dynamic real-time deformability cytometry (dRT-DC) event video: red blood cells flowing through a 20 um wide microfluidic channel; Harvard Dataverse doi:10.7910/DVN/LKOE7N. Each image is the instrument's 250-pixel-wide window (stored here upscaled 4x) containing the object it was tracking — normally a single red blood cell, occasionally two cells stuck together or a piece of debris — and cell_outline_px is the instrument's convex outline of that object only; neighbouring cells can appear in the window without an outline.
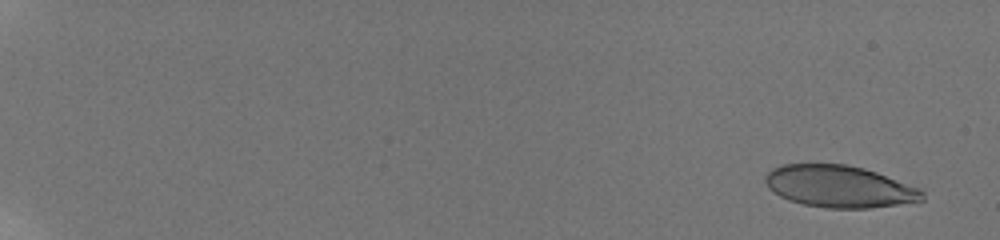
{"species": "human", "species_latin": "Homo sapiens", "temperature_condition": "room temperature", "stored_images_in_passage": 16, "camera_frame_rate_fps": 3000, "um_per_image_px": 0.085, "donor": {"sex": "male"}, "frame": {"image": 1, "passage_image": 2, "time_ms": 0.667, "image_size_px": [1000, 240], "cell_outline_px": [[924, 200], [868, 208], [828, 208], [804, 204], [788, 200], [780, 196], [768, 188], [764, 180], [764, 176], [772, 168], [780, 164], [848, 164], [864, 168], [876, 172], [920, 188], [924, 192]], "centroid_in_image_um": [71.31, 15.84], "position_along_channel_um": 13.7, "area_um2": 38.38}}
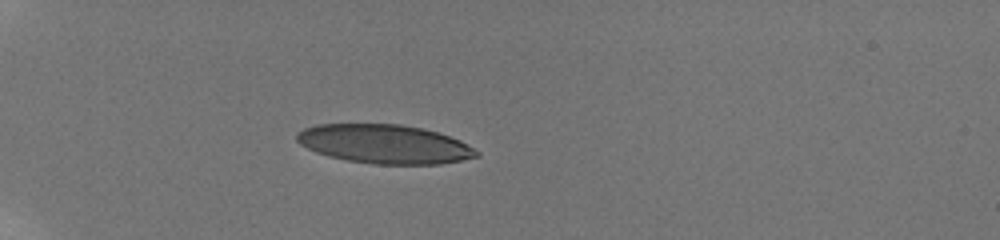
{"frame": {"image": 2, "passage_image": 11, "time_ms": 6.333, "image_size_px": [1000, 240], "cell_outline_px": [[480, 156], [440, 164], [376, 164], [348, 160], [328, 156], [316, 152], [300, 144], [296, 140], [296, 132], [304, 128], [316, 124], [400, 124], [424, 128], [460, 140], [476, 148], [480, 152]], "centroid_in_image_um": [32.69, 12.24], "position_along_channel_um": 52.3, "area_um2": 40.86}}
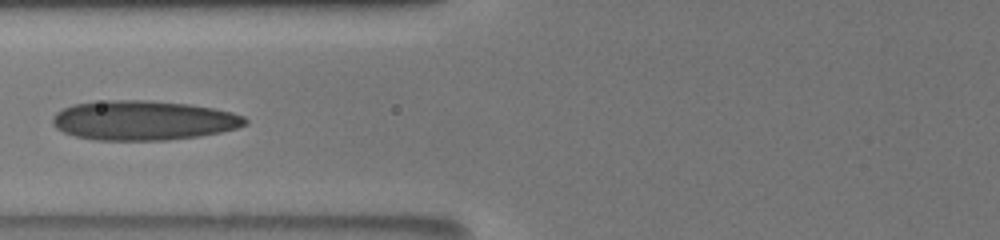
{"frame": {"image": 3, "passage_image": 15, "time_ms": 9.0, "image_size_px": [1000, 240], "cell_outline_px": [[248, 124], [236, 128], [220, 132], [200, 136], [168, 140], [96, 140], [76, 136], [64, 132], [56, 128], [52, 124], [52, 116], [56, 112], [72, 104], [108, 100], [148, 100], [188, 104], [212, 108], [232, 112], [244, 116], [248, 120]], "centroid_in_image_um": [12.18, 10.23], "position_along_channel_um": 113.6, "area_um2": 44.51}}